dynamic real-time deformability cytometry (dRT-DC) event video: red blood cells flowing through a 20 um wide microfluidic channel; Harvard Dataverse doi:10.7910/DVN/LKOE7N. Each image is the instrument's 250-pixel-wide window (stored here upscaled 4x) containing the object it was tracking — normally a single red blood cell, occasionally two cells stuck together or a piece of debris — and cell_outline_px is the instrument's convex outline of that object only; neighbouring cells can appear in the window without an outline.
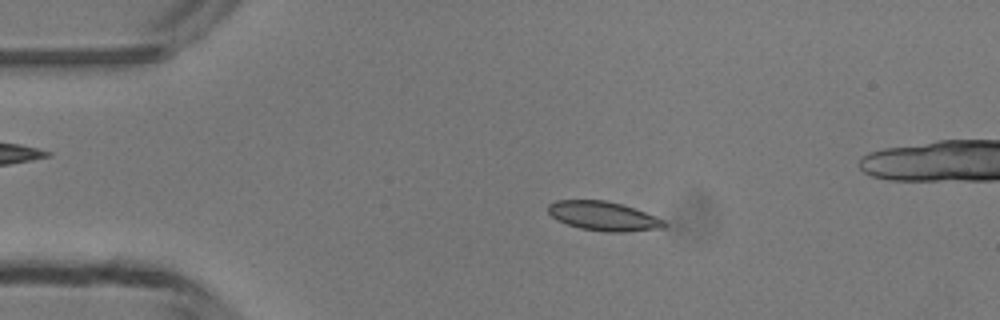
{"species": "common noctule bat (a hibernating species)", "species_latin": "Nyctalus noctula", "temperature_condition": "room temperature", "stored_images_in_passage": 44, "camera_frame_rate_fps": 3000, "um_per_image_px": 0.085, "animal": {"sex": "male", "body_mass_g": 13.3}, "frame": {"image": 1, "passage_image": 4, "time_ms": 1.0, "image_size_px": [1000, 320], "cell_outline_px": [[668, 224], [664, 228], [624, 232], [604, 232], [580, 228], [556, 220], [548, 212], [548, 204], [556, 200], [604, 200], [620, 204], [644, 212], [664, 220]], "centroid_in_image_um": [51.28, 18.37], "position_along_channel_um": 33.7, "area_um2": 19.65}}
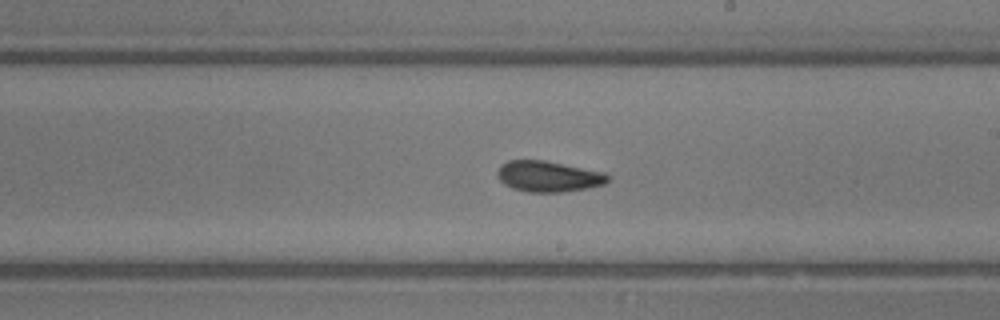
{"frame": {"image": 2, "passage_image": 22, "time_ms": 7.0, "image_size_px": [1000, 320], "cell_outline_px": [[612, 176], [604, 184], [564, 192], [528, 192], [512, 188], [504, 184], [496, 176], [496, 172], [500, 164], [508, 160], [544, 160], [604, 172]], "centroid_in_image_um": [46.58, 14.99], "position_along_channel_um": 242.4, "area_um2": 19.94}}
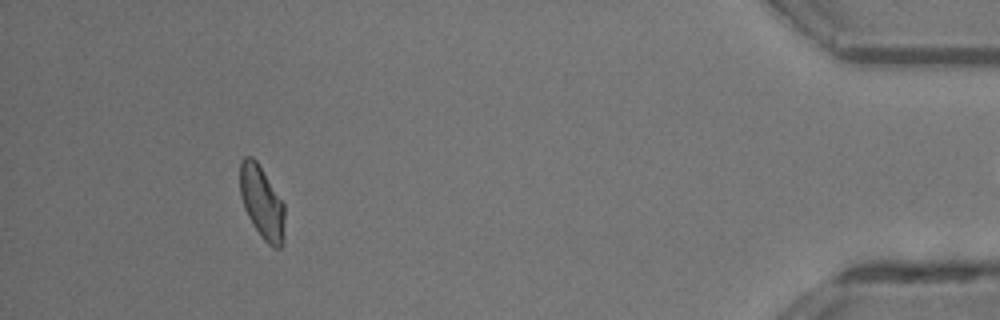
{"frame": {"image": 3, "passage_image": 39, "time_ms": 12.667, "image_size_px": [1000, 320], "cell_outline_px": [[284, 244], [280, 248], [272, 248], [264, 240], [252, 224], [244, 208], [240, 196], [240, 160], [244, 156], [252, 156], [256, 160], [284, 204]], "centroid_in_image_um": [22.26, 17.23], "position_along_channel_um": 412.9, "area_um2": 19.02}, "authors_computed_cell_mechanics": {"area_um2": 19.6809, "velocity_mm_per_s": 4.184, "shape_relaxation_time_tau1_ms": 7.1371, "shape_relaxation_time_tau2_ms": 2.7212, "deformation_change_tau1": 0.1456, "deformation_change_tau2": 0.0729}}